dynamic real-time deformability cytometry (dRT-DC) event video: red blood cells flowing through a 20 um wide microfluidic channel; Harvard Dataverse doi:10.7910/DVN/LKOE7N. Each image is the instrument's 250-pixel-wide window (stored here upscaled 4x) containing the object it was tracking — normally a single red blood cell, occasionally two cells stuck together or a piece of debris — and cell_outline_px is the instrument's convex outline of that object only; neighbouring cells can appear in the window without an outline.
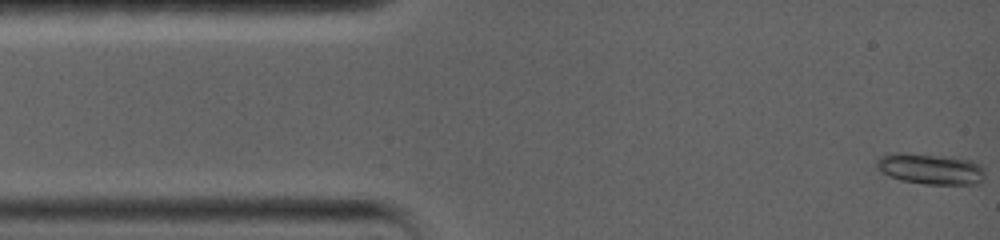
{"species": "common noctule bat (a hibernating species)", "species_latin": "Nyctalus noctula", "temperature_condition": "warm", "stored_images_in_passage": 103, "camera_frame_rate_fps": 5000, "um_per_image_px": 0.085, "animal": {"sex": "female", "body_mass_g": 19.0, "forearm_length_mm": 56.7}, "frame": {"image": 1, "passage_image": 1, "time_ms": 0.0, "image_size_px": [1000, 240], "cell_outline_px": [[984, 176], [976, 184], [924, 184], [900, 180], [888, 176], [880, 172], [876, 168], [876, 160], [880, 156], [888, 152], [900, 152], [944, 156], [972, 160], [980, 164], [984, 172]], "centroid_in_image_um": [79.01, 14.34], "position_along_channel_um": 6.0, "area_um2": 19.71}}
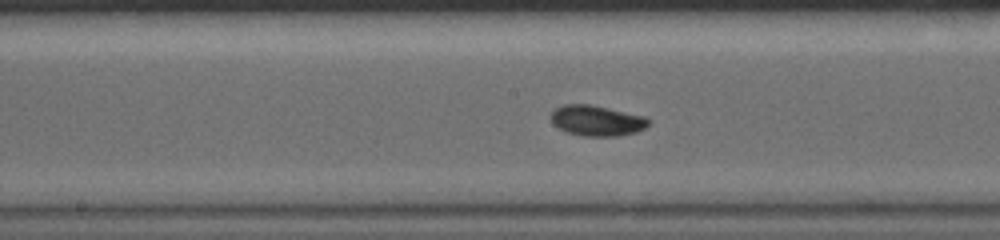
{"frame": {"image": 2, "passage_image": 41, "time_ms": 7.6, "image_size_px": [1000, 240], "cell_outline_px": [[652, 120], [644, 128], [636, 132], [616, 136], [584, 136], [568, 132], [552, 124], [548, 116], [556, 108], [564, 104], [592, 104], [644, 116]], "centroid_in_image_um": [50.71, 10.24], "position_along_channel_um": 197.5, "area_um2": 17.46}}
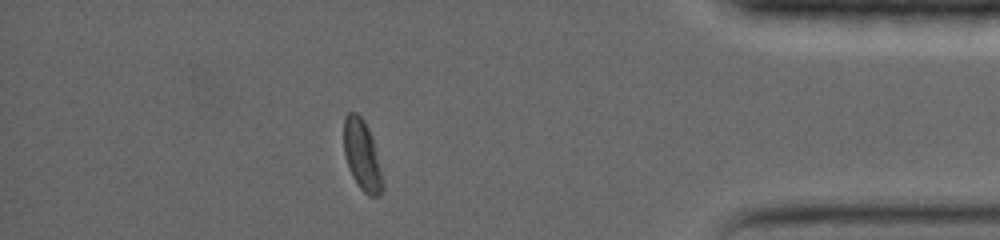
{"frame": {"image": 3, "passage_image": 88, "time_ms": 14.4, "image_size_px": [1000, 240], "cell_outline_px": [[384, 188], [376, 196], [368, 196], [360, 188], [352, 176], [344, 156], [344, 116], [348, 112], [356, 112], [364, 120], [372, 136], [384, 180]], "centroid_in_image_um": [30.78, 13.19], "position_along_channel_um": 404.4, "area_um2": 16.07}, "authors_computed_cell_mechanics": {"area_um2": 16.4152, "velocity_mm_per_s": 3.5861, "shape_relaxation_time_tau1_ms": 3.3772, "shape_relaxation_time_tau2_ms": 7.5171, "deformation_change_tau1": 0.1136, "deformation_change_tau2": 0.0779}}